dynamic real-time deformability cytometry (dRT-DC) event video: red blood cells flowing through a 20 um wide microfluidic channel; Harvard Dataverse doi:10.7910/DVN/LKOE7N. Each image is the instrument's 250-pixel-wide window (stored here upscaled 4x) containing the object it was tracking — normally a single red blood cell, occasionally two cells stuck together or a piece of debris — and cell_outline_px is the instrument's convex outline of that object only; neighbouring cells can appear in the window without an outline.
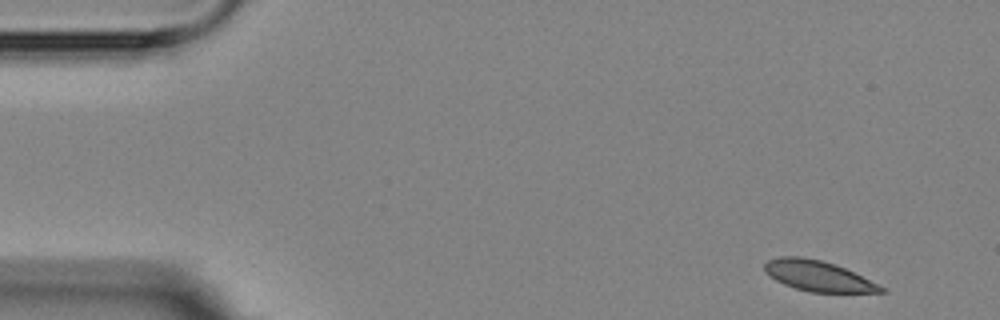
{"species": "Egyptian fruit bat (a non-hibernating species)", "species_latin": "Rousettus aegyptiacus", "temperature_condition": "room temperature", "stored_images_in_passage": 5, "camera_frame_rate_fps": 3000, "um_per_image_px": 0.085, "animal": {"sex": "female"}, "frame": {"image": 1, "passage_image": 1, "time_ms": 0.0, "image_size_px": [1000, 320], "cell_outline_px": [[888, 292], [808, 292], [784, 284], [776, 280], [764, 272], [764, 264], [768, 260], [780, 256], [800, 256], [820, 260], [836, 264], [884, 288]], "centroid_in_image_um": [69.47, 23.44], "position_along_channel_um": 15.5, "area_um2": 20.35}}